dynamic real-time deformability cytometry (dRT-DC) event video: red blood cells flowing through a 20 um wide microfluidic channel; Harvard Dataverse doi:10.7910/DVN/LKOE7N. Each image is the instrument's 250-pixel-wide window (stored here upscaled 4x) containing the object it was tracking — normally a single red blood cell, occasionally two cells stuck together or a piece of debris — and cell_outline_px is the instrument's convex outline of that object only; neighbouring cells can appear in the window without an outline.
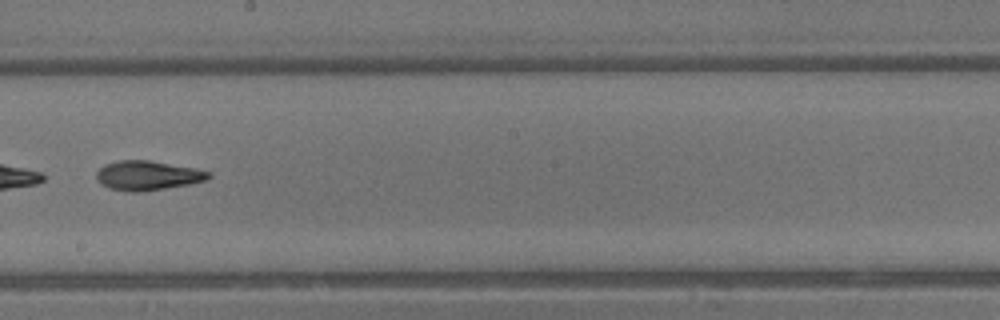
{"species": "common noctule bat (a hibernating species)", "species_latin": "Nyctalus noctula", "temperature_condition": "warm", "stored_images_in_passage": 41, "segment_of_instrument_passage": [2, 2], "camera_frame_rate_fps": 3000, "um_per_image_px": 0.085, "animal": {"sex": "male", "body_mass_g": 13.3}, "frame": {"image": 1, "passage_image": 24, "time_ms": 7.667, "image_size_px": [1000, 320], "cell_outline_px": [[212, 176], [208, 180], [188, 184], [140, 192], [132, 192], [108, 188], [100, 184], [96, 180], [96, 172], [104, 164], [116, 160], [148, 160], [196, 168], [212, 172]], "centroid_in_image_um": [12.54, 14.91], "position_along_channel_um": 235.7, "area_um2": 19.42}}